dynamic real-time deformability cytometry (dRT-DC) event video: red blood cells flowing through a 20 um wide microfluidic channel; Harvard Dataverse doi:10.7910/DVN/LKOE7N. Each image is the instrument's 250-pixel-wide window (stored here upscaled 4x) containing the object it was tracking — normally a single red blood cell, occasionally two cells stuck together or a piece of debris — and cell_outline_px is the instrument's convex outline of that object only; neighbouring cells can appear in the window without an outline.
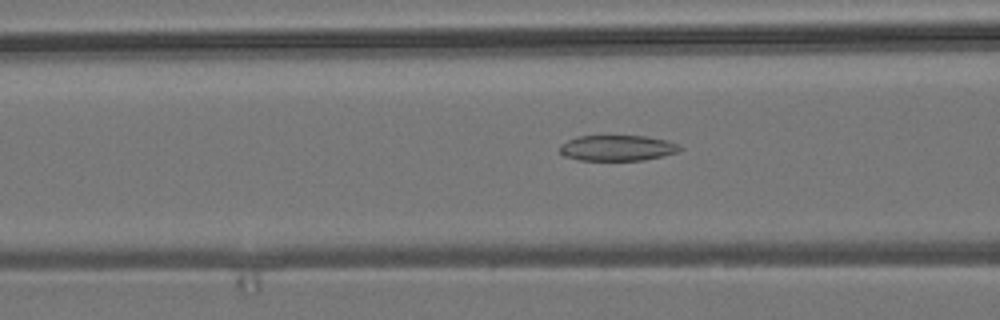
{"species": "common noctule bat (a hibernating species)", "species_latin": "Nyctalus noctula", "temperature_condition": "room temperature", "stored_images_in_passage": 54, "camera_frame_rate_fps": 3000, "um_per_image_px": 0.085, "animal": {"sex": "male", "body_mass_g": 19.2, "forearm_length_mm": 51.8}, "frame": {"image": 1, "passage_image": 21, "time_ms": 6.667, "image_size_px": [1000, 320], "cell_outline_px": [[684, 148], [680, 152], [644, 160], [580, 160], [564, 156], [560, 152], [560, 144], [568, 140], [580, 136], [648, 136], [668, 140]], "centroid_in_image_um": [52.51, 12.58], "position_along_channel_um": 114.1, "area_um2": 18.03}}
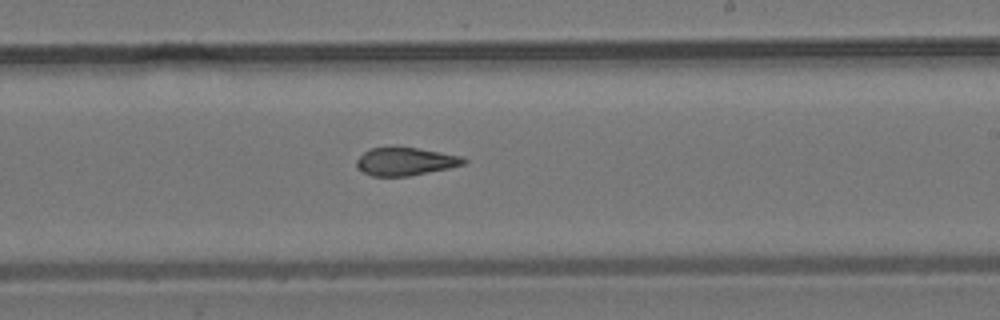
{"frame": {"image": 2, "passage_image": 32, "time_ms": 10.333, "image_size_px": [1000, 320], "cell_outline_px": [[468, 160], [464, 164], [448, 168], [408, 176], [372, 176], [356, 168], [356, 160], [364, 152], [372, 148], [416, 148], [464, 156]], "centroid_in_image_um": [34.47, 13.73], "position_along_channel_um": 254.5, "area_um2": 17.22}}
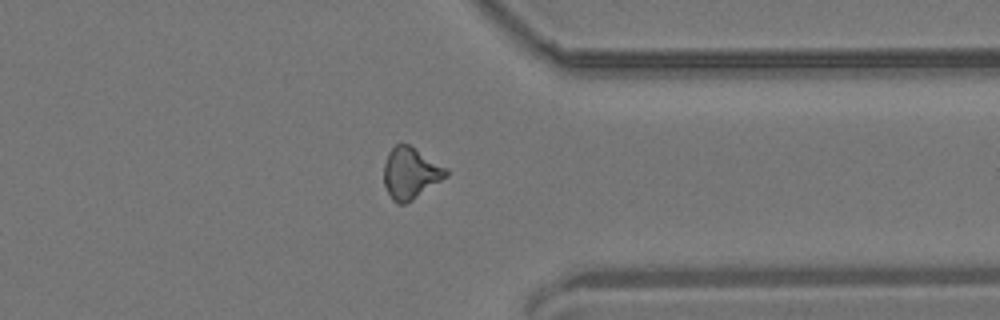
{"frame": {"image": 3, "passage_image": 42, "time_ms": 13.667, "image_size_px": [1000, 320], "cell_outline_px": [[448, 176], [412, 200], [404, 204], [396, 204], [392, 200], [384, 184], [384, 164], [388, 152], [396, 144], [408, 144], [448, 168]], "centroid_in_image_um": [34.9, 14.72], "position_along_channel_um": 376.5, "area_um2": 18.61}, "authors_computed_cell_mechanics": {"area_um2": 18.2359, "velocity_mm_per_s": 3.8295, "shape_relaxation_time_tau1_ms": null, "shape_relaxation_time_tau2_ms": 3.142, "deformation_change_tau1": null, "deformation_change_tau2": 0.1214}}